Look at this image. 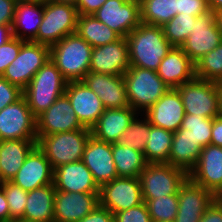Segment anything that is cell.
<instances>
[{
  "mask_svg": "<svg viewBox=\"0 0 222 222\" xmlns=\"http://www.w3.org/2000/svg\"><path fill=\"white\" fill-rule=\"evenodd\" d=\"M25 1L45 2V1H47V0H25Z\"/></svg>",
  "mask_w": 222,
  "mask_h": 222,
  "instance_id": "59",
  "label": "cell"
},
{
  "mask_svg": "<svg viewBox=\"0 0 222 222\" xmlns=\"http://www.w3.org/2000/svg\"><path fill=\"white\" fill-rule=\"evenodd\" d=\"M152 222H174L178 212V194L143 199Z\"/></svg>",
  "mask_w": 222,
  "mask_h": 222,
  "instance_id": "36",
  "label": "cell"
},
{
  "mask_svg": "<svg viewBox=\"0 0 222 222\" xmlns=\"http://www.w3.org/2000/svg\"><path fill=\"white\" fill-rule=\"evenodd\" d=\"M0 186L6 195V201L10 211V221L23 219L28 191L23 190L11 181H5Z\"/></svg>",
  "mask_w": 222,
  "mask_h": 222,
  "instance_id": "40",
  "label": "cell"
},
{
  "mask_svg": "<svg viewBox=\"0 0 222 222\" xmlns=\"http://www.w3.org/2000/svg\"><path fill=\"white\" fill-rule=\"evenodd\" d=\"M209 11L207 0H177V14L186 13L198 17Z\"/></svg>",
  "mask_w": 222,
  "mask_h": 222,
  "instance_id": "44",
  "label": "cell"
},
{
  "mask_svg": "<svg viewBox=\"0 0 222 222\" xmlns=\"http://www.w3.org/2000/svg\"><path fill=\"white\" fill-rule=\"evenodd\" d=\"M181 96L185 114L214 118L220 115L217 82L194 77L176 88Z\"/></svg>",
  "mask_w": 222,
  "mask_h": 222,
  "instance_id": "8",
  "label": "cell"
},
{
  "mask_svg": "<svg viewBox=\"0 0 222 222\" xmlns=\"http://www.w3.org/2000/svg\"><path fill=\"white\" fill-rule=\"evenodd\" d=\"M77 34L93 48L117 41L120 36L94 15H78Z\"/></svg>",
  "mask_w": 222,
  "mask_h": 222,
  "instance_id": "32",
  "label": "cell"
},
{
  "mask_svg": "<svg viewBox=\"0 0 222 222\" xmlns=\"http://www.w3.org/2000/svg\"><path fill=\"white\" fill-rule=\"evenodd\" d=\"M199 222H222V204L215 199Z\"/></svg>",
  "mask_w": 222,
  "mask_h": 222,
  "instance_id": "48",
  "label": "cell"
},
{
  "mask_svg": "<svg viewBox=\"0 0 222 222\" xmlns=\"http://www.w3.org/2000/svg\"><path fill=\"white\" fill-rule=\"evenodd\" d=\"M201 150L191 134L186 129L179 128L173 134L168 164L189 174L196 167Z\"/></svg>",
  "mask_w": 222,
  "mask_h": 222,
  "instance_id": "29",
  "label": "cell"
},
{
  "mask_svg": "<svg viewBox=\"0 0 222 222\" xmlns=\"http://www.w3.org/2000/svg\"><path fill=\"white\" fill-rule=\"evenodd\" d=\"M216 22L218 27L220 28V32L222 33V11L216 12Z\"/></svg>",
  "mask_w": 222,
  "mask_h": 222,
  "instance_id": "54",
  "label": "cell"
},
{
  "mask_svg": "<svg viewBox=\"0 0 222 222\" xmlns=\"http://www.w3.org/2000/svg\"><path fill=\"white\" fill-rule=\"evenodd\" d=\"M217 89H218V95H219L220 115H222V81L217 82Z\"/></svg>",
  "mask_w": 222,
  "mask_h": 222,
  "instance_id": "53",
  "label": "cell"
},
{
  "mask_svg": "<svg viewBox=\"0 0 222 222\" xmlns=\"http://www.w3.org/2000/svg\"><path fill=\"white\" fill-rule=\"evenodd\" d=\"M222 42V33L212 11L196 17L193 30L181 45L183 52L195 64Z\"/></svg>",
  "mask_w": 222,
  "mask_h": 222,
  "instance_id": "10",
  "label": "cell"
},
{
  "mask_svg": "<svg viewBox=\"0 0 222 222\" xmlns=\"http://www.w3.org/2000/svg\"><path fill=\"white\" fill-rule=\"evenodd\" d=\"M0 222H10V211L6 201V195L0 186Z\"/></svg>",
  "mask_w": 222,
  "mask_h": 222,
  "instance_id": "50",
  "label": "cell"
},
{
  "mask_svg": "<svg viewBox=\"0 0 222 222\" xmlns=\"http://www.w3.org/2000/svg\"><path fill=\"white\" fill-rule=\"evenodd\" d=\"M82 81L97 94L105 109L129 107L123 76L88 72Z\"/></svg>",
  "mask_w": 222,
  "mask_h": 222,
  "instance_id": "23",
  "label": "cell"
},
{
  "mask_svg": "<svg viewBox=\"0 0 222 222\" xmlns=\"http://www.w3.org/2000/svg\"><path fill=\"white\" fill-rule=\"evenodd\" d=\"M151 124L145 117L142 120L135 117L125 129L120 143L144 153L146 143L150 134Z\"/></svg>",
  "mask_w": 222,
  "mask_h": 222,
  "instance_id": "38",
  "label": "cell"
},
{
  "mask_svg": "<svg viewBox=\"0 0 222 222\" xmlns=\"http://www.w3.org/2000/svg\"><path fill=\"white\" fill-rule=\"evenodd\" d=\"M138 113V115H137ZM139 116L133 108L105 109L98 121L90 128L91 135L98 140L113 144L120 142L125 129Z\"/></svg>",
  "mask_w": 222,
  "mask_h": 222,
  "instance_id": "25",
  "label": "cell"
},
{
  "mask_svg": "<svg viewBox=\"0 0 222 222\" xmlns=\"http://www.w3.org/2000/svg\"><path fill=\"white\" fill-rule=\"evenodd\" d=\"M1 166V165H0ZM3 183V174L0 167V185Z\"/></svg>",
  "mask_w": 222,
  "mask_h": 222,
  "instance_id": "58",
  "label": "cell"
},
{
  "mask_svg": "<svg viewBox=\"0 0 222 222\" xmlns=\"http://www.w3.org/2000/svg\"><path fill=\"white\" fill-rule=\"evenodd\" d=\"M42 17L43 2L18 0L12 23L13 36L23 41H33L37 36Z\"/></svg>",
  "mask_w": 222,
  "mask_h": 222,
  "instance_id": "27",
  "label": "cell"
},
{
  "mask_svg": "<svg viewBox=\"0 0 222 222\" xmlns=\"http://www.w3.org/2000/svg\"><path fill=\"white\" fill-rule=\"evenodd\" d=\"M37 139L36 118L22 96L0 111V140Z\"/></svg>",
  "mask_w": 222,
  "mask_h": 222,
  "instance_id": "12",
  "label": "cell"
},
{
  "mask_svg": "<svg viewBox=\"0 0 222 222\" xmlns=\"http://www.w3.org/2000/svg\"><path fill=\"white\" fill-rule=\"evenodd\" d=\"M213 118H205L201 115L185 114L181 127L196 141L201 148L210 144Z\"/></svg>",
  "mask_w": 222,
  "mask_h": 222,
  "instance_id": "39",
  "label": "cell"
},
{
  "mask_svg": "<svg viewBox=\"0 0 222 222\" xmlns=\"http://www.w3.org/2000/svg\"><path fill=\"white\" fill-rule=\"evenodd\" d=\"M36 146L37 139L0 140V167L3 183L11 181Z\"/></svg>",
  "mask_w": 222,
  "mask_h": 222,
  "instance_id": "28",
  "label": "cell"
},
{
  "mask_svg": "<svg viewBox=\"0 0 222 222\" xmlns=\"http://www.w3.org/2000/svg\"><path fill=\"white\" fill-rule=\"evenodd\" d=\"M144 113L151 125L176 132L181 127L185 109L178 90L170 88Z\"/></svg>",
  "mask_w": 222,
  "mask_h": 222,
  "instance_id": "22",
  "label": "cell"
},
{
  "mask_svg": "<svg viewBox=\"0 0 222 222\" xmlns=\"http://www.w3.org/2000/svg\"><path fill=\"white\" fill-rule=\"evenodd\" d=\"M195 77L208 81H222V42L195 63Z\"/></svg>",
  "mask_w": 222,
  "mask_h": 222,
  "instance_id": "37",
  "label": "cell"
},
{
  "mask_svg": "<svg viewBox=\"0 0 222 222\" xmlns=\"http://www.w3.org/2000/svg\"><path fill=\"white\" fill-rule=\"evenodd\" d=\"M188 177L216 196L222 189V147L212 144L203 147Z\"/></svg>",
  "mask_w": 222,
  "mask_h": 222,
  "instance_id": "20",
  "label": "cell"
},
{
  "mask_svg": "<svg viewBox=\"0 0 222 222\" xmlns=\"http://www.w3.org/2000/svg\"><path fill=\"white\" fill-rule=\"evenodd\" d=\"M47 1H52L56 3H64V4H71V5H76L77 0H47Z\"/></svg>",
  "mask_w": 222,
  "mask_h": 222,
  "instance_id": "55",
  "label": "cell"
},
{
  "mask_svg": "<svg viewBox=\"0 0 222 222\" xmlns=\"http://www.w3.org/2000/svg\"><path fill=\"white\" fill-rule=\"evenodd\" d=\"M90 136V129L37 135V146L55 169L63 164L80 161Z\"/></svg>",
  "mask_w": 222,
  "mask_h": 222,
  "instance_id": "4",
  "label": "cell"
},
{
  "mask_svg": "<svg viewBox=\"0 0 222 222\" xmlns=\"http://www.w3.org/2000/svg\"><path fill=\"white\" fill-rule=\"evenodd\" d=\"M123 77L129 106L139 113H144L170 89L154 70L130 67Z\"/></svg>",
  "mask_w": 222,
  "mask_h": 222,
  "instance_id": "5",
  "label": "cell"
},
{
  "mask_svg": "<svg viewBox=\"0 0 222 222\" xmlns=\"http://www.w3.org/2000/svg\"><path fill=\"white\" fill-rule=\"evenodd\" d=\"M121 38L141 23L139 0H106L93 14Z\"/></svg>",
  "mask_w": 222,
  "mask_h": 222,
  "instance_id": "13",
  "label": "cell"
},
{
  "mask_svg": "<svg viewBox=\"0 0 222 222\" xmlns=\"http://www.w3.org/2000/svg\"><path fill=\"white\" fill-rule=\"evenodd\" d=\"M93 47L77 32L65 36L50 47V60L69 81H81L90 72Z\"/></svg>",
  "mask_w": 222,
  "mask_h": 222,
  "instance_id": "2",
  "label": "cell"
},
{
  "mask_svg": "<svg viewBox=\"0 0 222 222\" xmlns=\"http://www.w3.org/2000/svg\"><path fill=\"white\" fill-rule=\"evenodd\" d=\"M188 178V174L180 168L167 163H148L141 171L143 199H156L172 194H178L181 185Z\"/></svg>",
  "mask_w": 222,
  "mask_h": 222,
  "instance_id": "7",
  "label": "cell"
},
{
  "mask_svg": "<svg viewBox=\"0 0 222 222\" xmlns=\"http://www.w3.org/2000/svg\"><path fill=\"white\" fill-rule=\"evenodd\" d=\"M13 37L12 26L0 25V46Z\"/></svg>",
  "mask_w": 222,
  "mask_h": 222,
  "instance_id": "51",
  "label": "cell"
},
{
  "mask_svg": "<svg viewBox=\"0 0 222 222\" xmlns=\"http://www.w3.org/2000/svg\"><path fill=\"white\" fill-rule=\"evenodd\" d=\"M10 222H30V221H26L23 219H16V220H11Z\"/></svg>",
  "mask_w": 222,
  "mask_h": 222,
  "instance_id": "57",
  "label": "cell"
},
{
  "mask_svg": "<svg viewBox=\"0 0 222 222\" xmlns=\"http://www.w3.org/2000/svg\"><path fill=\"white\" fill-rule=\"evenodd\" d=\"M25 41L13 36L0 46V76H2L8 65L18 56L21 45Z\"/></svg>",
  "mask_w": 222,
  "mask_h": 222,
  "instance_id": "41",
  "label": "cell"
},
{
  "mask_svg": "<svg viewBox=\"0 0 222 222\" xmlns=\"http://www.w3.org/2000/svg\"><path fill=\"white\" fill-rule=\"evenodd\" d=\"M77 222H114V214L99 204L91 213Z\"/></svg>",
  "mask_w": 222,
  "mask_h": 222,
  "instance_id": "45",
  "label": "cell"
},
{
  "mask_svg": "<svg viewBox=\"0 0 222 222\" xmlns=\"http://www.w3.org/2000/svg\"><path fill=\"white\" fill-rule=\"evenodd\" d=\"M50 59V47L25 41L18 56L7 66L2 75L9 83L24 90L37 71Z\"/></svg>",
  "mask_w": 222,
  "mask_h": 222,
  "instance_id": "9",
  "label": "cell"
},
{
  "mask_svg": "<svg viewBox=\"0 0 222 222\" xmlns=\"http://www.w3.org/2000/svg\"><path fill=\"white\" fill-rule=\"evenodd\" d=\"M54 169L45 154L36 146L27 156L11 182L23 190L31 191L36 188L53 184Z\"/></svg>",
  "mask_w": 222,
  "mask_h": 222,
  "instance_id": "21",
  "label": "cell"
},
{
  "mask_svg": "<svg viewBox=\"0 0 222 222\" xmlns=\"http://www.w3.org/2000/svg\"><path fill=\"white\" fill-rule=\"evenodd\" d=\"M130 67L157 71L162 59L173 47L162 26L140 23L127 36Z\"/></svg>",
  "mask_w": 222,
  "mask_h": 222,
  "instance_id": "1",
  "label": "cell"
},
{
  "mask_svg": "<svg viewBox=\"0 0 222 222\" xmlns=\"http://www.w3.org/2000/svg\"><path fill=\"white\" fill-rule=\"evenodd\" d=\"M112 155L118 177L138 178L148 164L144 153L120 142L112 144Z\"/></svg>",
  "mask_w": 222,
  "mask_h": 222,
  "instance_id": "31",
  "label": "cell"
},
{
  "mask_svg": "<svg viewBox=\"0 0 222 222\" xmlns=\"http://www.w3.org/2000/svg\"><path fill=\"white\" fill-rule=\"evenodd\" d=\"M210 144L222 147V115L213 118Z\"/></svg>",
  "mask_w": 222,
  "mask_h": 222,
  "instance_id": "49",
  "label": "cell"
},
{
  "mask_svg": "<svg viewBox=\"0 0 222 222\" xmlns=\"http://www.w3.org/2000/svg\"><path fill=\"white\" fill-rule=\"evenodd\" d=\"M207 4L213 13L222 11V0H207Z\"/></svg>",
  "mask_w": 222,
  "mask_h": 222,
  "instance_id": "52",
  "label": "cell"
},
{
  "mask_svg": "<svg viewBox=\"0 0 222 222\" xmlns=\"http://www.w3.org/2000/svg\"><path fill=\"white\" fill-rule=\"evenodd\" d=\"M53 184L57 191L99 193L91 171L82 160L60 165L54 169Z\"/></svg>",
  "mask_w": 222,
  "mask_h": 222,
  "instance_id": "24",
  "label": "cell"
},
{
  "mask_svg": "<svg viewBox=\"0 0 222 222\" xmlns=\"http://www.w3.org/2000/svg\"><path fill=\"white\" fill-rule=\"evenodd\" d=\"M216 200L222 204V189L220 192L216 195Z\"/></svg>",
  "mask_w": 222,
  "mask_h": 222,
  "instance_id": "56",
  "label": "cell"
},
{
  "mask_svg": "<svg viewBox=\"0 0 222 222\" xmlns=\"http://www.w3.org/2000/svg\"><path fill=\"white\" fill-rule=\"evenodd\" d=\"M174 132L151 125L144 150L147 163H167Z\"/></svg>",
  "mask_w": 222,
  "mask_h": 222,
  "instance_id": "33",
  "label": "cell"
},
{
  "mask_svg": "<svg viewBox=\"0 0 222 222\" xmlns=\"http://www.w3.org/2000/svg\"><path fill=\"white\" fill-rule=\"evenodd\" d=\"M18 0H0V25L12 26Z\"/></svg>",
  "mask_w": 222,
  "mask_h": 222,
  "instance_id": "46",
  "label": "cell"
},
{
  "mask_svg": "<svg viewBox=\"0 0 222 222\" xmlns=\"http://www.w3.org/2000/svg\"><path fill=\"white\" fill-rule=\"evenodd\" d=\"M195 16L177 14L162 26L164 36L173 47H181L193 30Z\"/></svg>",
  "mask_w": 222,
  "mask_h": 222,
  "instance_id": "35",
  "label": "cell"
},
{
  "mask_svg": "<svg viewBox=\"0 0 222 222\" xmlns=\"http://www.w3.org/2000/svg\"><path fill=\"white\" fill-rule=\"evenodd\" d=\"M140 179L117 177L100 187L99 204L112 214L143 203Z\"/></svg>",
  "mask_w": 222,
  "mask_h": 222,
  "instance_id": "11",
  "label": "cell"
},
{
  "mask_svg": "<svg viewBox=\"0 0 222 222\" xmlns=\"http://www.w3.org/2000/svg\"><path fill=\"white\" fill-rule=\"evenodd\" d=\"M65 95L69 98L78 120L86 128L90 129L105 110L97 94L82 80L69 81L66 85Z\"/></svg>",
  "mask_w": 222,
  "mask_h": 222,
  "instance_id": "17",
  "label": "cell"
},
{
  "mask_svg": "<svg viewBox=\"0 0 222 222\" xmlns=\"http://www.w3.org/2000/svg\"><path fill=\"white\" fill-rule=\"evenodd\" d=\"M216 196L189 177L178 190V212L174 222H199Z\"/></svg>",
  "mask_w": 222,
  "mask_h": 222,
  "instance_id": "15",
  "label": "cell"
},
{
  "mask_svg": "<svg viewBox=\"0 0 222 222\" xmlns=\"http://www.w3.org/2000/svg\"><path fill=\"white\" fill-rule=\"evenodd\" d=\"M114 222H152L145 202L114 214Z\"/></svg>",
  "mask_w": 222,
  "mask_h": 222,
  "instance_id": "42",
  "label": "cell"
},
{
  "mask_svg": "<svg viewBox=\"0 0 222 222\" xmlns=\"http://www.w3.org/2000/svg\"><path fill=\"white\" fill-rule=\"evenodd\" d=\"M81 160L91 171L99 187L118 177L110 143L98 140L91 135Z\"/></svg>",
  "mask_w": 222,
  "mask_h": 222,
  "instance_id": "19",
  "label": "cell"
},
{
  "mask_svg": "<svg viewBox=\"0 0 222 222\" xmlns=\"http://www.w3.org/2000/svg\"><path fill=\"white\" fill-rule=\"evenodd\" d=\"M129 68L126 38L120 37L117 41L92 49L90 72L123 76Z\"/></svg>",
  "mask_w": 222,
  "mask_h": 222,
  "instance_id": "16",
  "label": "cell"
},
{
  "mask_svg": "<svg viewBox=\"0 0 222 222\" xmlns=\"http://www.w3.org/2000/svg\"><path fill=\"white\" fill-rule=\"evenodd\" d=\"M142 23L163 26L177 15V0H139Z\"/></svg>",
  "mask_w": 222,
  "mask_h": 222,
  "instance_id": "34",
  "label": "cell"
},
{
  "mask_svg": "<svg viewBox=\"0 0 222 222\" xmlns=\"http://www.w3.org/2000/svg\"><path fill=\"white\" fill-rule=\"evenodd\" d=\"M84 127L77 118L69 98L63 94L46 111L36 118L37 135L70 132Z\"/></svg>",
  "mask_w": 222,
  "mask_h": 222,
  "instance_id": "14",
  "label": "cell"
},
{
  "mask_svg": "<svg viewBox=\"0 0 222 222\" xmlns=\"http://www.w3.org/2000/svg\"><path fill=\"white\" fill-rule=\"evenodd\" d=\"M158 76L170 88H177L195 77V64L180 47H172L162 59Z\"/></svg>",
  "mask_w": 222,
  "mask_h": 222,
  "instance_id": "26",
  "label": "cell"
},
{
  "mask_svg": "<svg viewBox=\"0 0 222 222\" xmlns=\"http://www.w3.org/2000/svg\"><path fill=\"white\" fill-rule=\"evenodd\" d=\"M23 96V90L0 76V111Z\"/></svg>",
  "mask_w": 222,
  "mask_h": 222,
  "instance_id": "43",
  "label": "cell"
},
{
  "mask_svg": "<svg viewBox=\"0 0 222 222\" xmlns=\"http://www.w3.org/2000/svg\"><path fill=\"white\" fill-rule=\"evenodd\" d=\"M78 12L74 5L43 2V17L36 38L32 41L51 47L77 31Z\"/></svg>",
  "mask_w": 222,
  "mask_h": 222,
  "instance_id": "6",
  "label": "cell"
},
{
  "mask_svg": "<svg viewBox=\"0 0 222 222\" xmlns=\"http://www.w3.org/2000/svg\"><path fill=\"white\" fill-rule=\"evenodd\" d=\"M67 83L50 59L37 71L23 90V96L35 118L65 94Z\"/></svg>",
  "mask_w": 222,
  "mask_h": 222,
  "instance_id": "3",
  "label": "cell"
},
{
  "mask_svg": "<svg viewBox=\"0 0 222 222\" xmlns=\"http://www.w3.org/2000/svg\"><path fill=\"white\" fill-rule=\"evenodd\" d=\"M99 205V193L55 192L54 222H77Z\"/></svg>",
  "mask_w": 222,
  "mask_h": 222,
  "instance_id": "18",
  "label": "cell"
},
{
  "mask_svg": "<svg viewBox=\"0 0 222 222\" xmlns=\"http://www.w3.org/2000/svg\"><path fill=\"white\" fill-rule=\"evenodd\" d=\"M106 0H77L76 9L78 15H93Z\"/></svg>",
  "mask_w": 222,
  "mask_h": 222,
  "instance_id": "47",
  "label": "cell"
},
{
  "mask_svg": "<svg viewBox=\"0 0 222 222\" xmlns=\"http://www.w3.org/2000/svg\"><path fill=\"white\" fill-rule=\"evenodd\" d=\"M54 184L28 191L23 220L30 222H54Z\"/></svg>",
  "mask_w": 222,
  "mask_h": 222,
  "instance_id": "30",
  "label": "cell"
}]
</instances>
